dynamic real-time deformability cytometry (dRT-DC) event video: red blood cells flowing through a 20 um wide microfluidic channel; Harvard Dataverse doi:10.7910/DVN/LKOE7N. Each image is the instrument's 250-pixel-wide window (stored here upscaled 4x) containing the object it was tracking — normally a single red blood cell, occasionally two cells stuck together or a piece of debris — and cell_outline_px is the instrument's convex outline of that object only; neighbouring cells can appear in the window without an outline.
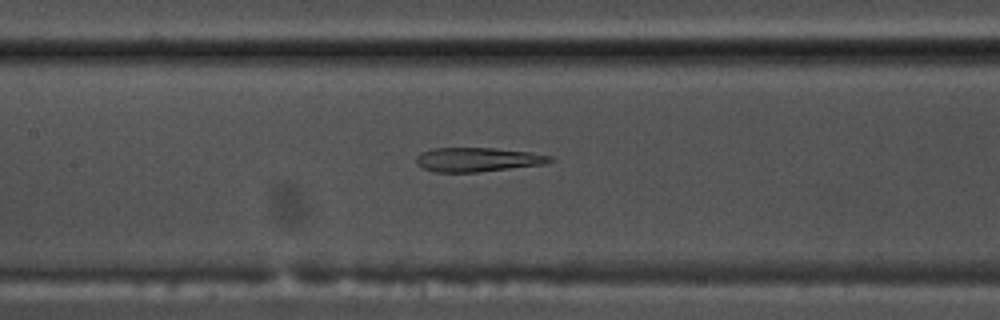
{"species": "common noctule bat (a hibernating species)", "species_latin": "Nyctalus noctula", "temperature_condition": "warm", "stored_images_in_passage": 55, "camera_frame_rate_fps": 3000, "um_per_image_px": 0.085, "animal": {"sex": "male", "body_mass_g": 17.5, "forearm_length_mm": 52.3}, "frame": {"image": 1, "passage_image": 26, "time_ms": 8.333, "image_size_px": [1000, 320], "cell_outline_px": [[556, 160], [544, 164], [476, 172], [436, 172], [424, 168], [416, 164], [416, 156], [420, 152], [432, 148], [492, 148], [528, 152], [552, 156]], "centroid_in_image_um": [40.57, 13.56], "position_along_channel_um": 166.8, "area_um2": 18.73}}
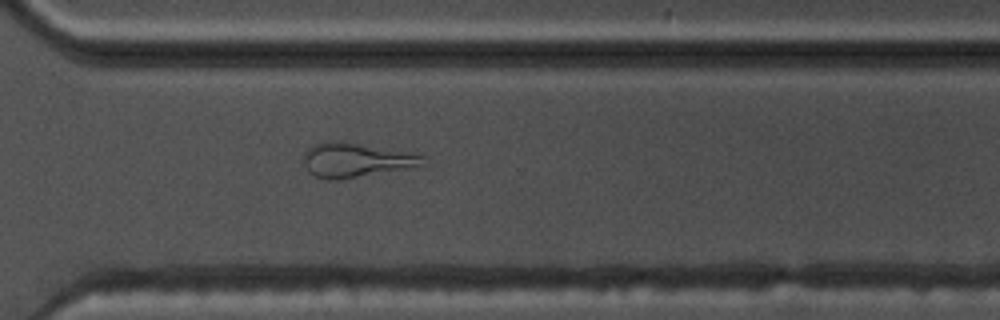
{"frame": {"image": 2, "passage_image": 40, "time_ms": 13.0, "image_size_px": [1000, 320], "cell_outline_px": [[432, 164], [336, 180], [324, 180], [312, 176], [308, 172], [304, 164], [304, 152], [308, 148], [324, 140], [344, 140], [416, 152], [424, 156]], "centroid_in_image_um": [30.32, 13.57], "position_along_channel_um": 340.3, "area_um2": 24.91}}
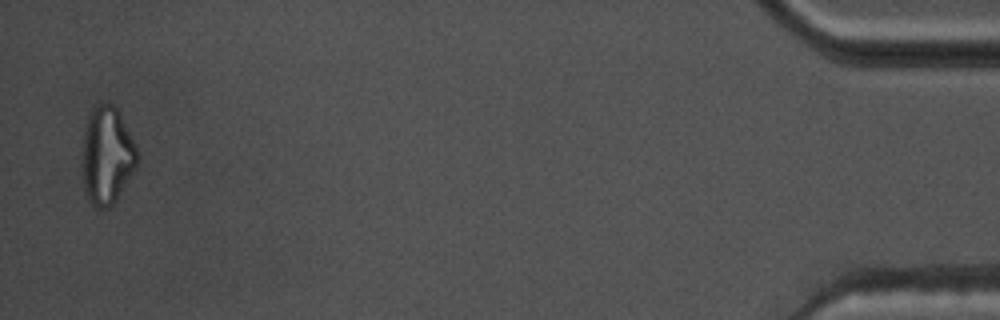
{"frame": {"image": 3, "passage_image": 54, "time_ms": 17.667, "image_size_px": [1000, 320], "cell_outline_px": [[140, 152], [136, 168], [116, 200], [108, 208], [96, 208], [92, 204], [84, 188], [80, 164], [84, 124], [92, 108], [96, 104], [112, 104], [120, 112]], "centroid_in_image_um": [9.08, 13.2], "position_along_channel_um": 426.1, "area_um2": 32.14}, "authors_computed_cell_mechanics": {"area_um2": 24.9118, "velocity_mm_per_s": 3.7218, "shape_relaxation_time_tau1_ms": null, "shape_relaxation_time_tau2_ms": 3.2766, "deformation_change_tau1": null, "deformation_change_tau2": 0.1605}}